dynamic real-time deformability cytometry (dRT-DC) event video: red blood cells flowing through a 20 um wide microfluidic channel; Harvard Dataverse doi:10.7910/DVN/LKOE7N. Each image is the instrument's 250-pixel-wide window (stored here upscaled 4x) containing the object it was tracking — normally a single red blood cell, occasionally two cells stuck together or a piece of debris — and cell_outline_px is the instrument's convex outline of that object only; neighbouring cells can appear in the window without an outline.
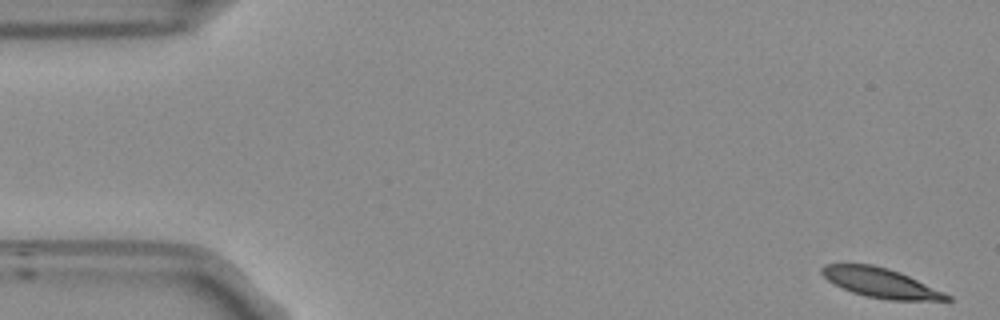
{"species": "Egyptian fruit bat (a non-hibernating species)", "species_latin": "Rousettus aegyptiacus", "temperature_condition": "room temperature", "stored_images_in_passage": 54, "camera_frame_rate_fps": 3000, "um_per_image_px": 0.085, "frame": {"image": 1, "passage_image": 1, "time_ms": 0.0, "image_size_px": [1000, 320], "cell_outline_px": [[952, 300], [888, 300], [864, 296], [852, 292], [828, 280], [820, 272], [820, 268], [824, 264], [872, 264], [888, 268], [900, 272], [944, 292], [952, 296]], "centroid_in_image_um": [74.85, 24.04], "position_along_channel_um": 10.1, "area_um2": 21.39}}
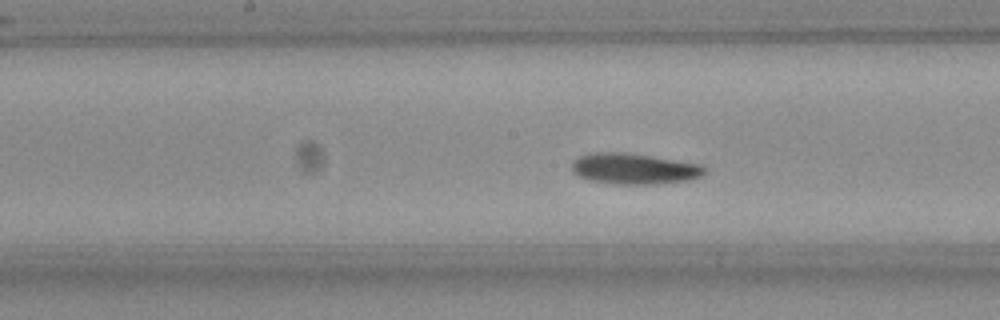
{"frame": {"image": 2, "passage_image": 26, "time_ms": 8.333, "image_size_px": [1000, 320], "cell_outline_px": [[708, 168], [700, 176], [688, 180], [656, 184], [616, 184], [588, 180], [572, 172], [572, 160], [580, 156], [592, 152], [624, 152], [704, 164]], "centroid_in_image_um": [53.9, 14.33], "position_along_channel_um": 194.3, "area_um2": 24.04}}
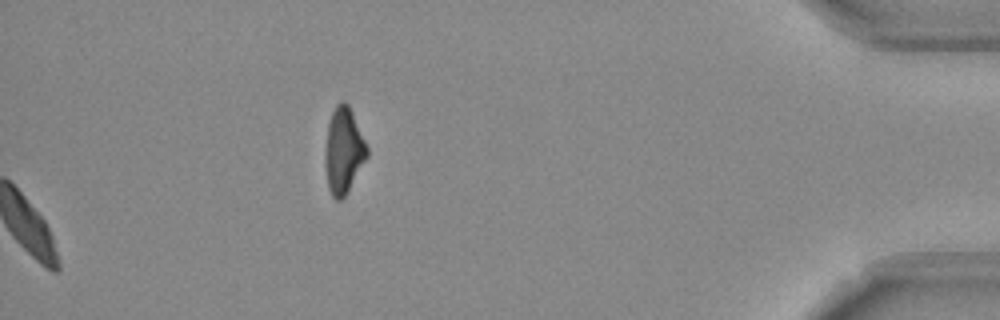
{"frame": {"image": 3, "passage_image": 54, "time_ms": 17.667, "image_size_px": [1000, 320], "cell_outline_px": [[368, 156], [344, 196], [340, 200], [336, 200], [332, 196], [328, 188], [324, 164], [324, 156], [328, 124], [332, 112], [336, 104], [340, 100], [344, 100], [348, 104], [352, 112], [368, 148]], "centroid_in_image_um": [29.18, 12.78], "position_along_channel_um": 406.0, "area_um2": 20.87}, "authors_computed_cell_mechanics": {"area_um2": 22.6287, "velocity_mm_per_s": 3.714, "shape_relaxation_time_tau1_ms": 3.2691, "shape_relaxation_time_tau2_ms": 5.9667, "deformation_change_tau1": 0.1209, "deformation_change_tau2": 0.1215}}